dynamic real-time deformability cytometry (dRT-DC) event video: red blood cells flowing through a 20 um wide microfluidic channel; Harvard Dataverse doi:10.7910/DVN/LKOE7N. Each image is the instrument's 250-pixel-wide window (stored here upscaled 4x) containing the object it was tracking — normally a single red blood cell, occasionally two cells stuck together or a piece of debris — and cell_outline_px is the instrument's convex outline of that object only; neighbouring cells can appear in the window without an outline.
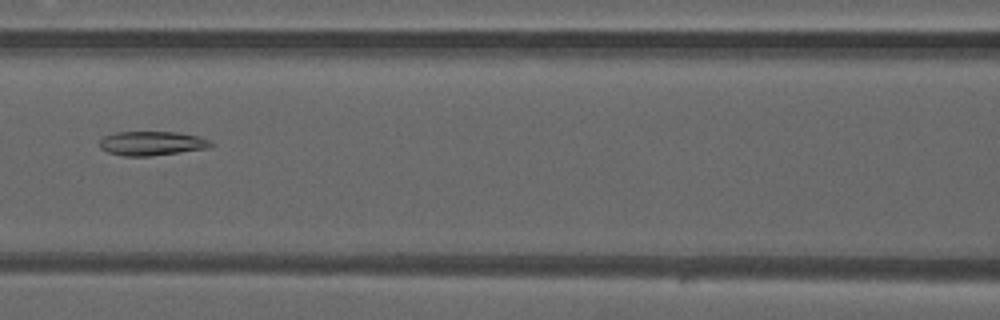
{"species": "common noctule bat (a hibernating species)", "species_latin": "Nyctalus noctula", "temperature_condition": "warm", "stored_images_in_passage": 35, "camera_frame_rate_fps": 3000, "um_per_image_px": 0.085, "animal": {"sex": "male", "forearm_length_mm": 52.5}, "frame": {"image": 1, "passage_image": 8, "time_ms": 2.333, "image_size_px": [1000, 320], "cell_outline_px": [[216, 144], [208, 148], [152, 156], [124, 156], [108, 152], [100, 148], [100, 140], [104, 136], [116, 132], [176, 132], [196, 136], [208, 140]], "centroid_in_image_um": [12.9, 12.19], "position_along_channel_um": 153.7, "area_um2": 15.61}}
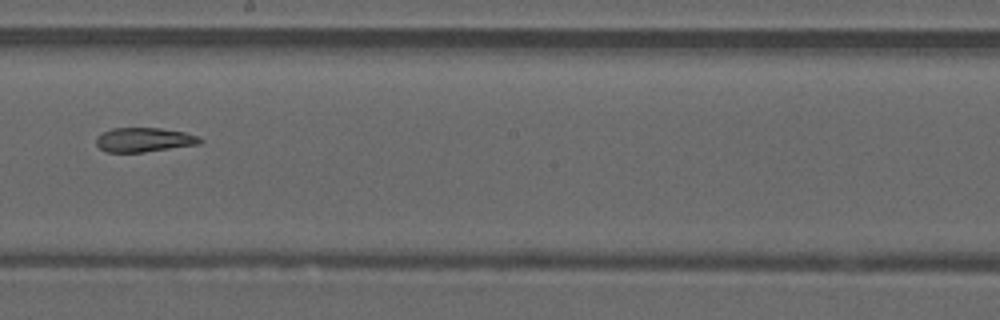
{"frame": {"image": 2, "passage_image": 14, "time_ms": 4.333, "image_size_px": [1000, 320], "cell_outline_px": [[204, 140], [200, 144], [144, 152], [108, 152], [100, 148], [96, 144], [96, 136], [112, 128], [160, 128], [184, 132], [200, 136]], "centroid_in_image_um": [12.27, 11.88], "position_along_channel_um": 235.9, "area_um2": 14.74}}
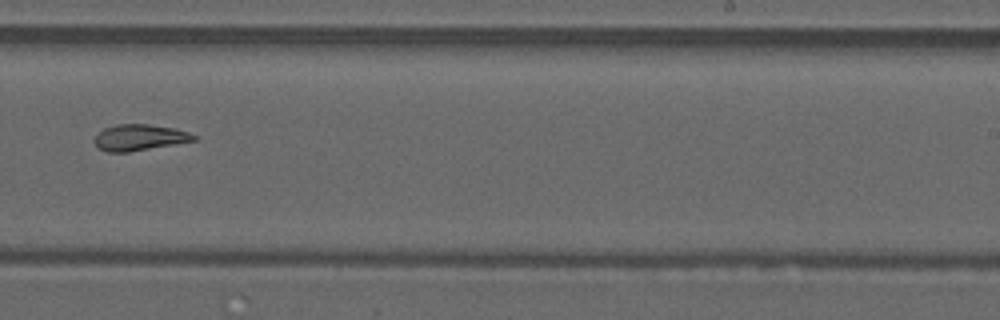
{"frame": {"image": 3, "passage_image": 17, "time_ms": 5.333, "image_size_px": [1000, 320], "cell_outline_px": [[196, 140], [128, 152], [108, 152], [96, 148], [96, 136], [104, 128], [116, 124], [148, 124], [176, 128], [188, 132], [196, 136]], "centroid_in_image_um": [11.85, 11.68], "position_along_channel_um": 277.1, "area_um2": 14.97}, "authors_computed_cell_mechanics": {"area_um2": 15.9528, "velocity_mm_per_s": 4.1287, "shape_relaxation_time_tau1_ms": null, "shape_relaxation_time_tau2_ms": 2.5772, "deformation_change_tau1": null, "deformation_change_tau2": 0.0965}}